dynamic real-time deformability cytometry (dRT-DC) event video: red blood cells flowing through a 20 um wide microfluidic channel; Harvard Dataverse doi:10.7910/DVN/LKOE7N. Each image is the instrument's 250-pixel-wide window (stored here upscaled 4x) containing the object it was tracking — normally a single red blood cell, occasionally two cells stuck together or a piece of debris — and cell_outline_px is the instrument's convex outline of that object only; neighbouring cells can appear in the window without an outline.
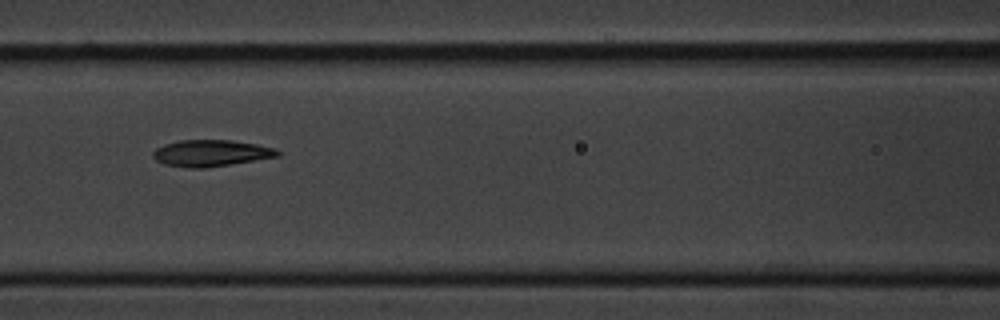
{"species": "common noctule bat (a hibernating species)", "species_latin": "Nyctalus noctula", "temperature_condition": "cold", "stored_images_in_passage": 14, "camera_frame_rate_fps": 3000, "um_per_image_px": 0.085, "animal": {"sex": "male", "body_mass_g": 20.1, "forearm_length_mm": 53.5}, "frame": {"image": 1, "passage_image": 5, "time_ms": 5.667, "image_size_px": [1000, 320], "cell_outline_px": [[280, 156], [232, 164], [204, 168], [188, 168], [164, 164], [156, 160], [152, 156], [152, 152], [156, 148], [164, 144], [180, 140], [232, 140], [256, 144], [276, 148], [280, 152]], "centroid_in_image_um": [17.93, 13.02], "position_along_channel_um": 148.7, "area_um2": 19.36}}
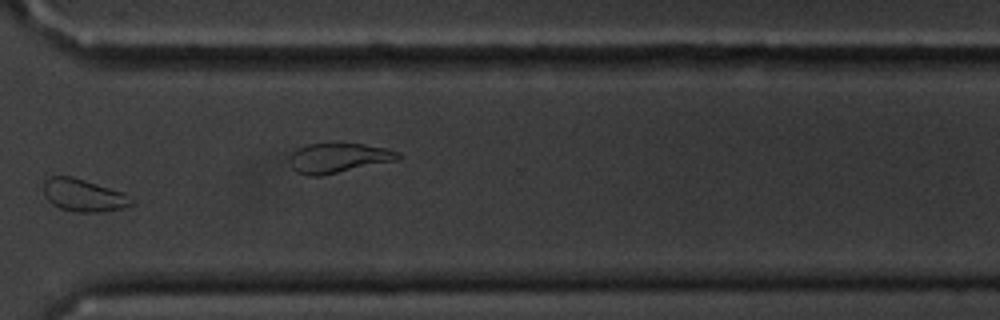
{"frame": {"image": 2, "passage_image": 10, "time_ms": 11.333, "image_size_px": [1000, 320], "cell_outline_px": [[136, 204], [124, 208], [100, 212], [76, 212], [60, 208], [52, 204], [44, 196], [44, 180], [48, 176], [72, 176], [120, 192], [136, 200]], "centroid_in_image_um": [7.1, 16.61], "position_along_channel_um": 363.5, "area_um2": 16.65}}
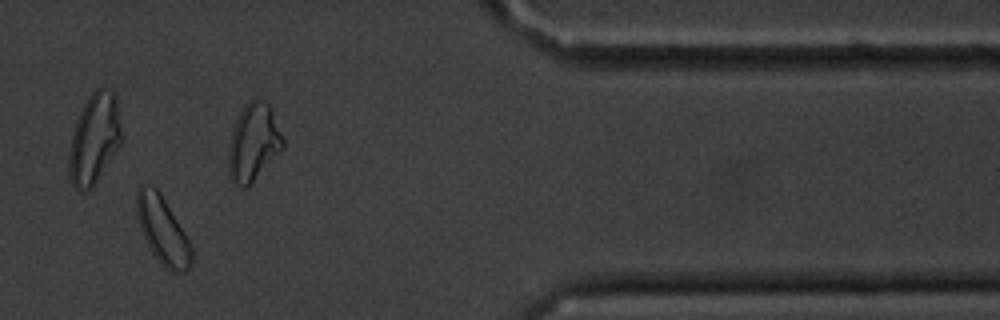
{"frame": {"image": 3, "passage_image": 12, "time_ms": 13.333, "image_size_px": [1000, 320], "cell_outline_px": [[192, 268], [184, 272], [172, 272], [164, 268], [152, 252], [140, 228], [136, 212], [136, 192], [140, 184], [144, 184], [156, 188], [160, 192], [184, 232], [192, 248]], "centroid_in_image_um": [13.82, 19.59], "position_along_channel_um": 397.6, "area_um2": 21.5}, "authors_computed_cell_mechanics": {"area_um2": 17.6868, "velocity_mm_per_s": 3.4563, "shape_relaxation_time_tau1_ms": 4.6909, "shape_relaxation_time_tau2_ms": null, "deformation_change_tau1": 0.1932, "deformation_change_tau2": null}}